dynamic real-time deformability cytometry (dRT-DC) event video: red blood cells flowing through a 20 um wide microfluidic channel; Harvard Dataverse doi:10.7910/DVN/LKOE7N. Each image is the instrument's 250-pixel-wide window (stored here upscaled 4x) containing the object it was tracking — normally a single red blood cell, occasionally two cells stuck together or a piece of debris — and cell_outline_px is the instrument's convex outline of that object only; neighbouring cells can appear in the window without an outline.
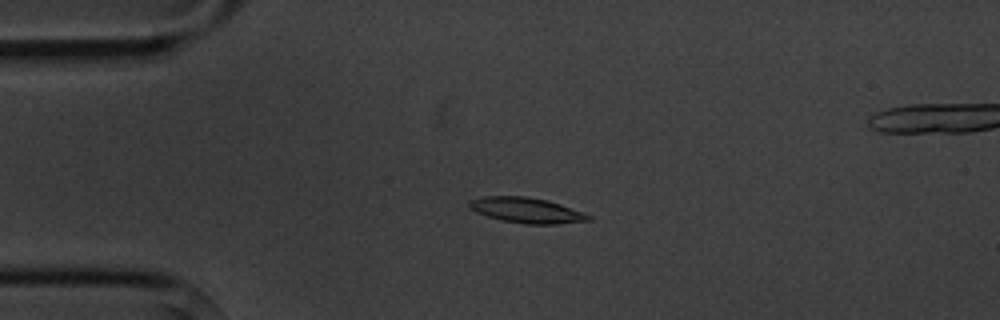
{"species": "common noctule bat (a hibernating species)", "species_latin": "Nyctalus noctula", "temperature_condition": "cold", "stored_images_in_passage": 6, "camera_frame_rate_fps": 3000, "um_per_image_px": 0.085, "animal": {"sex": "male", "body_mass_g": 20.1, "forearm_length_mm": 53.5}, "frame": {"image": 1, "passage_image": 4, "time_ms": 3.667, "image_size_px": [1000, 320], "cell_outline_px": [[592, 220], [556, 224], [524, 224], [500, 220], [476, 212], [468, 208], [468, 200], [484, 196], [524, 196], [548, 200], [584, 212], [592, 216]], "centroid_in_image_um": [44.74, 17.87], "position_along_channel_um": 40.3, "area_um2": 17.8}}